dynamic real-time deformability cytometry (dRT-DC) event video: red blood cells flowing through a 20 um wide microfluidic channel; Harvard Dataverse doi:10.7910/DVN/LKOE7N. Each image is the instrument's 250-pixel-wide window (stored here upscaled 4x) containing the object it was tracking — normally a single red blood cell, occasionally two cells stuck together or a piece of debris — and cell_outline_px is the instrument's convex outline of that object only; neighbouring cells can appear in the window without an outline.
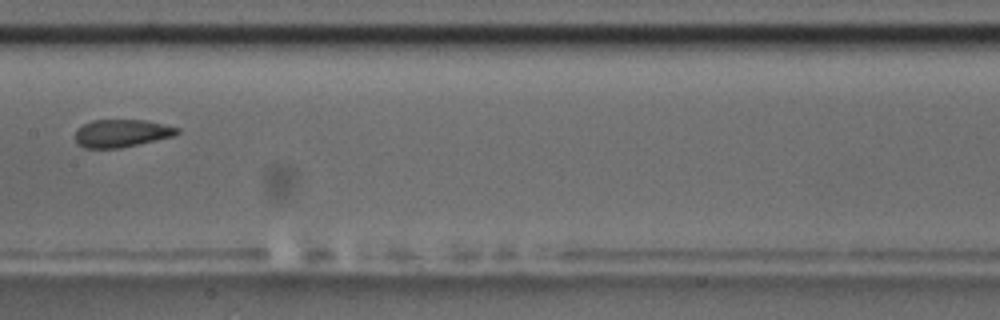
{"species": "common noctule bat (a hibernating species)", "species_latin": "Nyctalus noctula", "temperature_condition": "room temperature", "stored_images_in_passage": 9, "camera_frame_rate_fps": 3000, "um_per_image_px": 0.085, "animal": {"sex": "male", "body_mass_g": 17.5, "forearm_length_mm": 52.3}, "frame": {"image": 1, "passage_image": 7, "time_ms": 7.0, "image_size_px": [1000, 320], "cell_outline_px": [[180, 132], [172, 136], [120, 148], [84, 148], [76, 144], [76, 128], [92, 120], [144, 120], [164, 124], [180, 128]], "centroid_in_image_um": [10.3, 11.32], "position_along_channel_um": 197.1, "area_um2": 16.42}}